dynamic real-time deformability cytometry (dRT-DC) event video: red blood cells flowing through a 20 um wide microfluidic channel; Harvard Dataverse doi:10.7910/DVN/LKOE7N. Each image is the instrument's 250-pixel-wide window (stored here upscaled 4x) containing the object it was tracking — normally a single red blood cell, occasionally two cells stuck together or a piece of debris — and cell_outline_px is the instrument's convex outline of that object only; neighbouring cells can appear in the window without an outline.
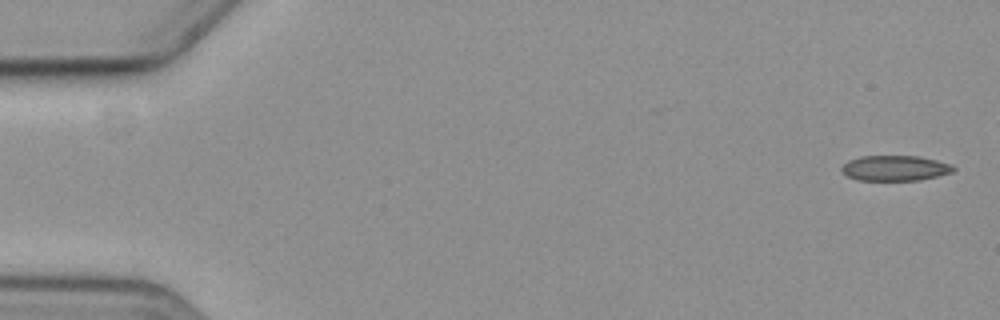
{"species": "common noctule bat (a hibernating species)", "species_latin": "Nyctalus noctula", "temperature_condition": "cold", "stored_images_in_passage": 8, "camera_frame_rate_fps": 3000, "um_per_image_px": 0.085, "animal": {"sex": "female", "body_mass_g": 19.3, "forearm_length_mm": 54.1}, "frame": {"image": 1, "passage_image": 1, "time_ms": 0.0, "image_size_px": [1000, 320], "cell_outline_px": [[956, 168], [952, 172], [920, 180], [856, 180], [848, 176], [840, 168], [848, 160], [860, 156], [920, 156], [952, 164]], "centroid_in_image_um": [76.08, 14.28], "position_along_channel_um": 8.9, "area_um2": 16.47}}
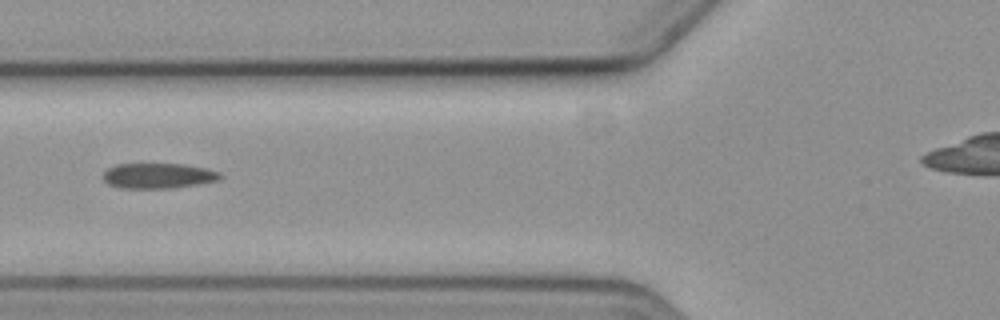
{"frame": {"image": 2, "passage_image": 7, "time_ms": 7.0, "image_size_px": [1000, 320], "cell_outline_px": [[224, 176], [216, 180], [196, 184], [172, 188], [120, 188], [108, 184], [104, 180], [104, 172], [108, 168], [116, 164], [184, 164], [204, 168], [220, 172]], "centroid_in_image_um": [13.43, 14.94], "position_along_channel_um": 112.4, "area_um2": 17.11}}
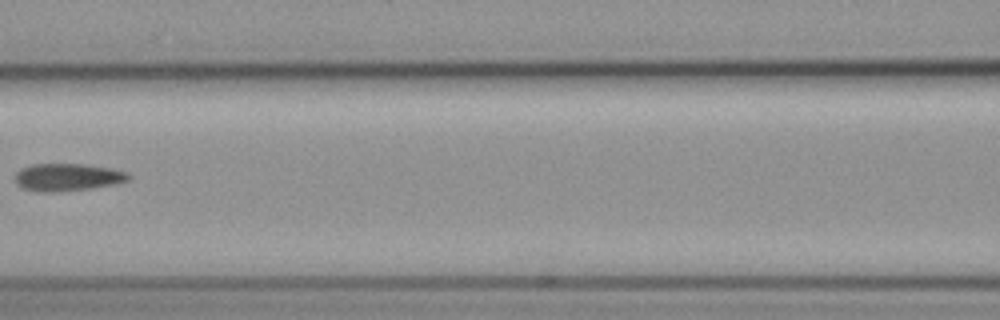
{"frame": {"image": 3, "passage_image": 8, "time_ms": 8.333, "image_size_px": [1000, 320], "cell_outline_px": [[132, 176], [128, 180], [112, 184], [92, 188], [52, 192], [40, 192], [24, 188], [16, 184], [16, 172], [20, 168], [32, 164], [84, 164], [112, 168], [128, 172]], "centroid_in_image_um": [5.74, 15.05], "position_along_channel_um": 160.9, "area_um2": 18.15}}